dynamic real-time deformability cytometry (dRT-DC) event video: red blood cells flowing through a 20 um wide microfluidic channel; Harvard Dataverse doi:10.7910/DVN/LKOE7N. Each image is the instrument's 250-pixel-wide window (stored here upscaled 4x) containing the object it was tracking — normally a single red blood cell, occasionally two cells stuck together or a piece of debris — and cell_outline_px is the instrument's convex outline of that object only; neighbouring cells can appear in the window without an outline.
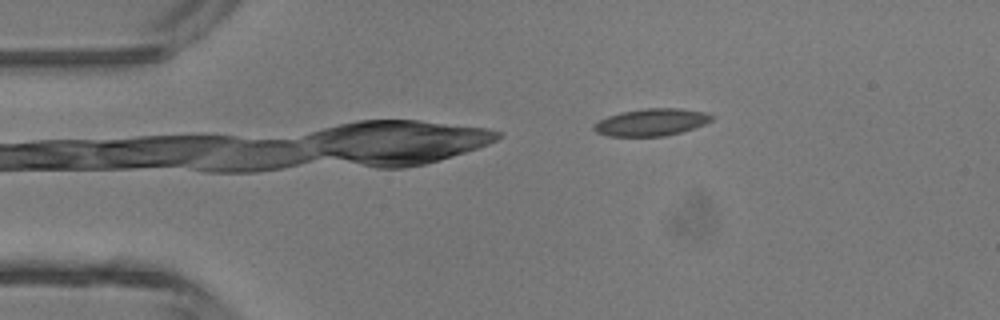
{"species": "common noctule bat (a hibernating species)", "species_latin": "Nyctalus noctula", "temperature_condition": "room temperature", "stored_images_in_passage": 3, "camera_frame_rate_fps": 3000, "um_per_image_px": 0.085, "animal": {"sex": "male", "body_mass_g": 13.3}, "frame": {"image": 1, "passage_image": 3, "time_ms": 0.667, "image_size_px": [1000, 320], "cell_outline_px": [[716, 116], [712, 120], [704, 124], [680, 132], [664, 136], [608, 136], [596, 132], [592, 128], [592, 124], [608, 116], [620, 112], [644, 108], [680, 108], [708, 112]], "centroid_in_image_um": [55.37, 10.38], "position_along_channel_um": 29.6, "area_um2": 18.79}}